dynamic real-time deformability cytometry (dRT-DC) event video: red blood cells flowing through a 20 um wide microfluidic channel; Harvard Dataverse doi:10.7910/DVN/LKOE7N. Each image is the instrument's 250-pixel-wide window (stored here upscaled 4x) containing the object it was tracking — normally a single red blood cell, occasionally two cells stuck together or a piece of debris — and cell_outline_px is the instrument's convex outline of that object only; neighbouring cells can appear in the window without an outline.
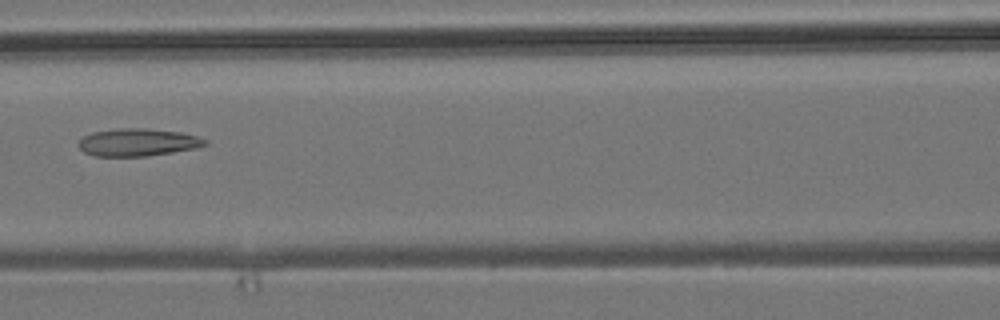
{"species": "common noctule bat (a hibernating species)", "species_latin": "Nyctalus noctula", "temperature_condition": "room temperature", "stored_images_in_passage": 4, "camera_frame_rate_fps": 3000, "um_per_image_px": 0.085, "animal": {"sex": "male", "body_mass_g": 19.2, "forearm_length_mm": 51.8}, "frame": {"image": 1, "passage_image": 4, "time_ms": 3.667, "image_size_px": [1000, 320], "cell_outline_px": [[208, 144], [196, 148], [148, 156], [92, 156], [84, 152], [76, 144], [84, 136], [92, 132], [120, 128], [144, 128], [180, 132], [196, 136], [208, 140]], "centroid_in_image_um": [11.7, 12.1], "position_along_channel_um": 154.9, "area_um2": 20.35}}